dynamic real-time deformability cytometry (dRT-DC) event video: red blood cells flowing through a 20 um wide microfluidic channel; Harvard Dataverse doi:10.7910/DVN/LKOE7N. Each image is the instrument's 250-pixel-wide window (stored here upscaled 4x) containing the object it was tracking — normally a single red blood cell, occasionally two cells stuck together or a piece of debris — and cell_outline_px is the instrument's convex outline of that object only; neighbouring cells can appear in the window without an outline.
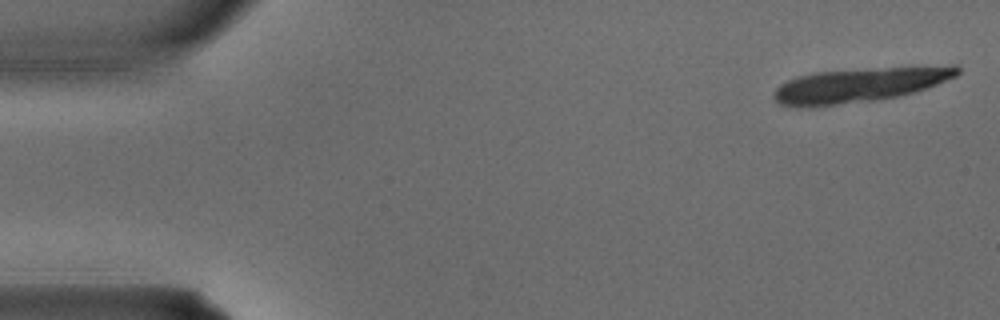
{"species": "common noctule bat (a hibernating species)", "species_latin": "Nyctalus noctula", "temperature_condition": "warm", "stored_images_in_passage": 4, "segment_of_instrument_passage": [1, 2], "camera_frame_rate_fps": 3000, "um_per_image_px": 0.085, "animal": {"sex": "male", "body_mass_g": 15.6}, "frame": {"image": 1, "passage_image": 1, "time_ms": 0.0, "image_size_px": [1000, 320], "cell_outline_px": [[960, 72], [956, 76], [936, 84], [900, 96], [876, 100], [816, 108], [796, 108], [780, 104], [772, 96], [772, 92], [780, 84], [796, 76], [812, 72], [952, 64], [956, 64], [960, 68]], "centroid_in_image_um": [73.01, 7.23], "position_along_channel_um": 12.0, "area_um2": 37.4}}